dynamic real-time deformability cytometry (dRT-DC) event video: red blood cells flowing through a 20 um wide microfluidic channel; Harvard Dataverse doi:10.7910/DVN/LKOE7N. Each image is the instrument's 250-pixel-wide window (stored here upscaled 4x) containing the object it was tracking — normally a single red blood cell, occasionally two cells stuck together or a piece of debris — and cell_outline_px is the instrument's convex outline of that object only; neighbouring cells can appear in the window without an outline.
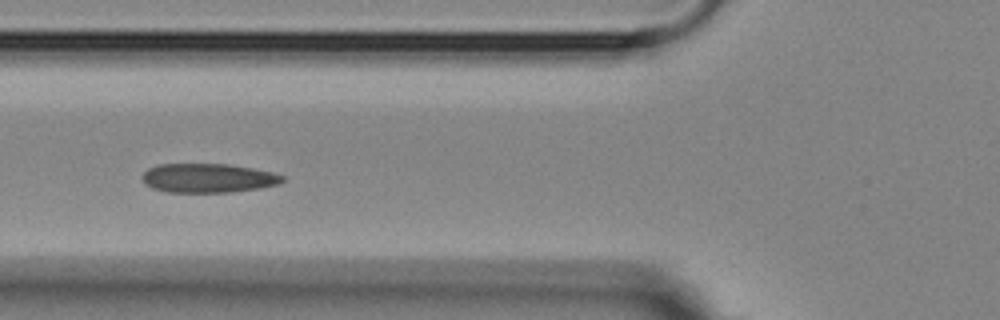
{"species": "Egyptian fruit bat (a non-hibernating species)", "species_latin": "Rousettus aegyptiacus", "temperature_condition": "room temperature", "stored_images_in_passage": 5, "camera_frame_rate_fps": 3000, "um_per_image_px": 0.085, "animal": {"sex": "female"}, "frame": {"image": 1, "passage_image": 4, "time_ms": 4.333, "image_size_px": [1000, 320], "cell_outline_px": [[284, 180], [280, 184], [260, 188], [232, 192], [168, 192], [152, 188], [144, 184], [140, 176], [148, 168], [156, 164], [228, 164], [252, 168], [272, 172], [284, 176]], "centroid_in_image_um": [17.66, 15.13], "position_along_channel_um": 108.1, "area_um2": 23.99}}
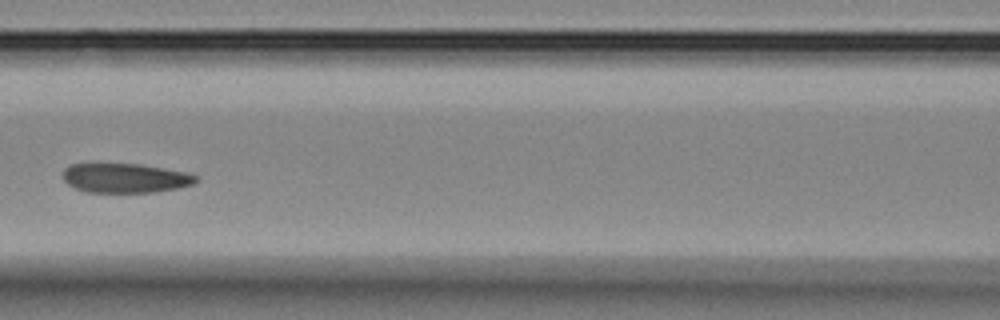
{"frame": {"image": 2, "passage_image": 5, "time_ms": 5.667, "image_size_px": [1000, 320], "cell_outline_px": [[200, 180], [192, 184], [180, 188], [156, 192], [84, 192], [68, 184], [64, 180], [64, 168], [72, 164], [140, 164], [188, 172], [200, 176]], "centroid_in_image_um": [10.72, 15.14], "position_along_channel_um": 155.9, "area_um2": 22.95}}